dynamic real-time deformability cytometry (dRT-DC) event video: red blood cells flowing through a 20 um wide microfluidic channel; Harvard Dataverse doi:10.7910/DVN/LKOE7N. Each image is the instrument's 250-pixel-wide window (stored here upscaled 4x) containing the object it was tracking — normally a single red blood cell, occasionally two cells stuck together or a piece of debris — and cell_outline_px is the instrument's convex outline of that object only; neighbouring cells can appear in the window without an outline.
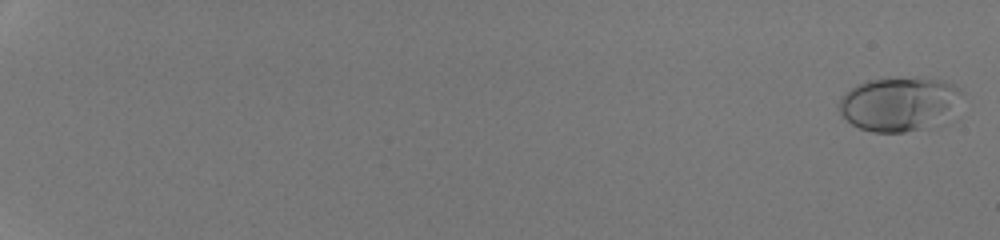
{"species": "human", "species_latin": "Homo sapiens", "temperature_condition": "room temperature", "stored_images_in_passage": 54, "camera_frame_rate_fps": 3000, "um_per_image_px": 0.085, "donor": {"sex": "male"}, "frame": {"image": 1, "passage_image": 2, "time_ms": 0.333, "image_size_px": [1000, 240], "cell_outline_px": [[964, 92], [948, 112], [920, 128], [904, 132], [872, 132], [860, 128], [852, 124], [840, 112], [836, 104], [840, 96], [856, 84], [868, 80], [916, 76], [924, 76], [944, 80], [952, 84]], "centroid_in_image_um": [76.3, 8.76], "position_along_channel_um": 8.7, "area_um2": 38.03}}
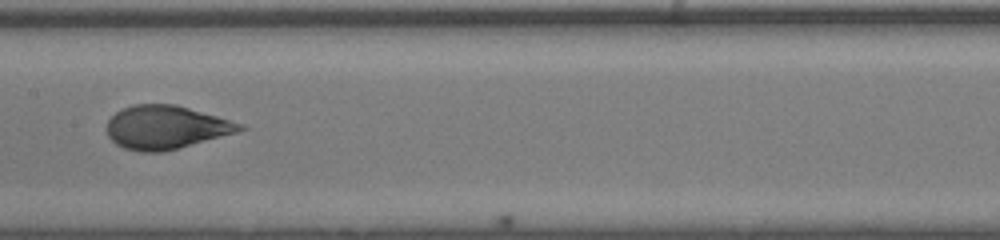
{"frame": {"image": 2, "passage_image": 33, "time_ms": 10.667, "image_size_px": [1000, 240], "cell_outline_px": [[248, 128], [236, 132], [180, 148], [160, 152], [140, 152], [124, 148], [116, 144], [108, 136], [104, 128], [108, 120], [116, 112], [132, 104], [176, 104], [244, 124]], "centroid_in_image_um": [14.07, 10.82], "position_along_channel_um": 193.3, "area_um2": 33.76}}
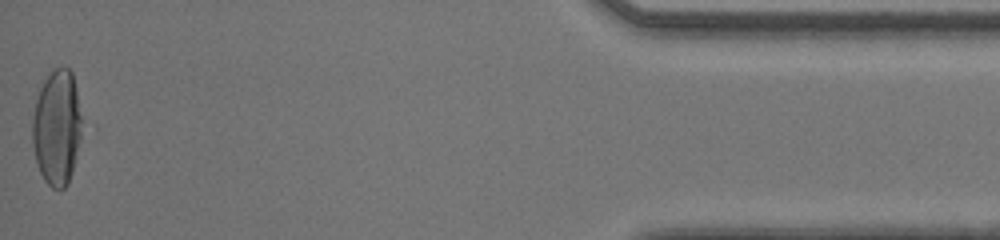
{"frame": {"image": 3, "passage_image": 54, "time_ms": 17.667, "image_size_px": [1000, 240], "cell_outline_px": [[88, 128], [68, 184], [64, 188], [52, 188], [44, 180], [40, 172], [36, 160], [32, 144], [32, 120], [36, 100], [40, 88], [44, 80], [56, 68], [68, 68], [72, 72], [88, 124]], "centroid_in_image_um": [4.95, 10.85], "position_along_channel_um": 430.2, "area_um2": 35.14}, "authors_computed_cell_mechanics": {"area_um2": 33.8708, "velocity_mm_per_s": 4.3031, "shape_relaxation_time_tau1_ms": 6.2707, "shape_relaxation_time_tau2_ms": null, "deformation_change_tau1": 0.2338, "deformation_change_tau2": null}}